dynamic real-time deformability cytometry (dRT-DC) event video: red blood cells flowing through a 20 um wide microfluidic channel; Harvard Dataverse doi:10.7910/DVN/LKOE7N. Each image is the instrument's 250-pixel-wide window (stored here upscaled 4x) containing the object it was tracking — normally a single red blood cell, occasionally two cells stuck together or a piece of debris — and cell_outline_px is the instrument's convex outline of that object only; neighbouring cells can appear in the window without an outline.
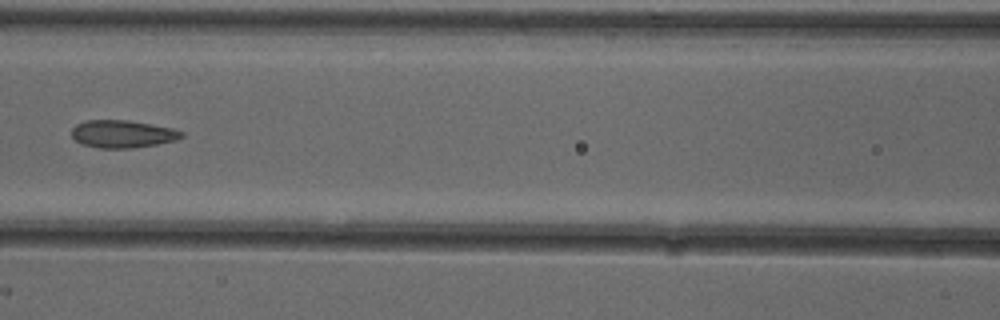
{"species": "common noctule bat (a hibernating species)", "species_latin": "Nyctalus noctula", "temperature_condition": "cold", "stored_images_in_passage": 6, "camera_frame_rate_fps": 3000, "um_per_image_px": 0.085, "animal": {"sex": "female"}, "frame": {"image": 1, "passage_image": 6, "time_ms": 1.667, "image_size_px": [1000, 320], "cell_outline_px": [[184, 136], [176, 140], [156, 144], [128, 148], [100, 148], [84, 144], [76, 140], [72, 136], [72, 128], [76, 124], [84, 120], [128, 120], [172, 128], [184, 132]], "centroid_in_image_um": [10.41, 11.37], "position_along_channel_um": 156.2, "area_um2": 17.51}}